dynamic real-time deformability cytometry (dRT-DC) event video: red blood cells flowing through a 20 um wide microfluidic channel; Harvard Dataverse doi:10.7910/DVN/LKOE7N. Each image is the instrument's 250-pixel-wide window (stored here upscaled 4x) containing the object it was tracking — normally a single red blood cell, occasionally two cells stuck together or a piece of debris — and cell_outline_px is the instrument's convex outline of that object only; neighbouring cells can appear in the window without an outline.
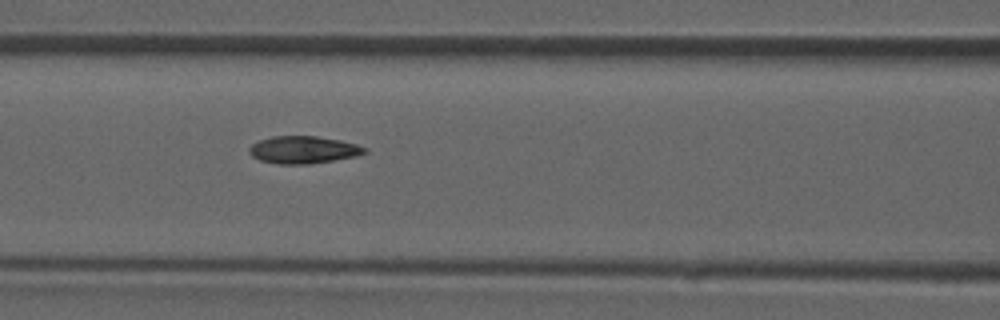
{"species": "common noctule bat (a hibernating species)", "species_latin": "Nyctalus noctula", "temperature_condition": "room temperature", "stored_images_in_passage": 28, "camera_frame_rate_fps": 3000, "um_per_image_px": 0.085, "animal": {"sex": "male", "forearm_length_mm": 52.5}, "frame": {"image": 1, "passage_image": 20, "time_ms": 6.333, "image_size_px": [1000, 320], "cell_outline_px": [[368, 152], [356, 156], [308, 164], [276, 164], [260, 160], [252, 156], [248, 152], [248, 148], [252, 144], [260, 140], [272, 136], [316, 136], [340, 140], [356, 144], [368, 148]], "centroid_in_image_um": [25.77, 12.73], "position_along_channel_um": 140.8, "area_um2": 18.44}}
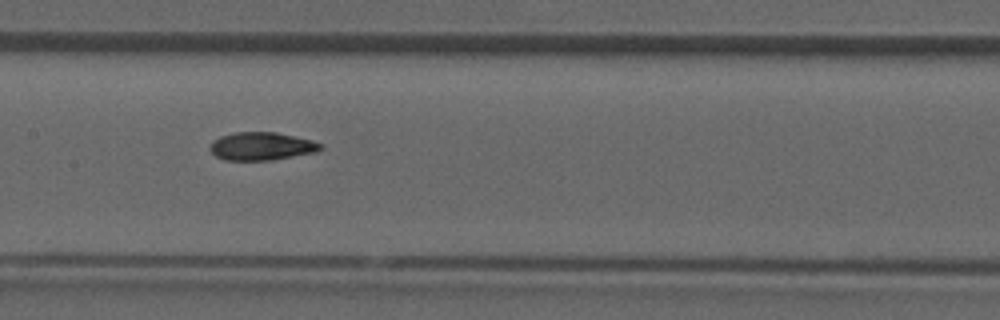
{"frame": {"image": 2, "passage_image": 23, "time_ms": 7.333, "image_size_px": [1000, 320], "cell_outline_px": [[324, 148], [316, 152], [272, 160], [224, 160], [216, 156], [208, 148], [212, 140], [220, 136], [236, 132], [276, 132], [312, 140], [324, 144]], "centroid_in_image_um": [22.24, 12.43], "position_along_channel_um": 185.2, "area_um2": 18.21}}